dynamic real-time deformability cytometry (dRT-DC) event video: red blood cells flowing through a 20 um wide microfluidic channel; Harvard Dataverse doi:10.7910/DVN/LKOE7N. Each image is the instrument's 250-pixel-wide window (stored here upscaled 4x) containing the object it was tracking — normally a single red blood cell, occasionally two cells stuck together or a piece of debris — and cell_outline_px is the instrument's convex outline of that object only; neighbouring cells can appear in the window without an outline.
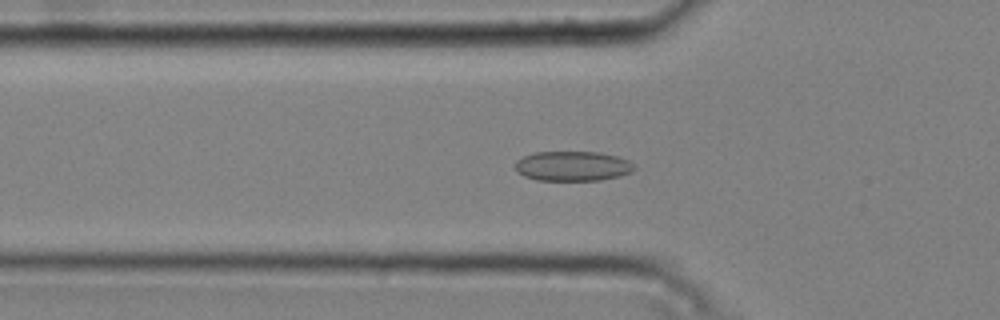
{"species": "common noctule bat (a hibernating species)", "species_latin": "Nyctalus noctula", "temperature_condition": "cold", "stored_images_in_passage": 50, "camera_frame_rate_fps": 3000, "um_per_image_px": 0.085, "animal": {"sex": "male", "body_mass_g": 20.4}, "frame": {"image": 1, "passage_image": 17, "time_ms": 5.333, "image_size_px": [1000, 320], "cell_outline_px": [[636, 168], [632, 172], [620, 176], [600, 180], [536, 180], [524, 176], [516, 172], [516, 160], [524, 156], [536, 152], [600, 152], [616, 156], [628, 160]], "centroid_in_image_um": [48.67, 14.12], "position_along_channel_um": 77.1, "area_um2": 20.69}}
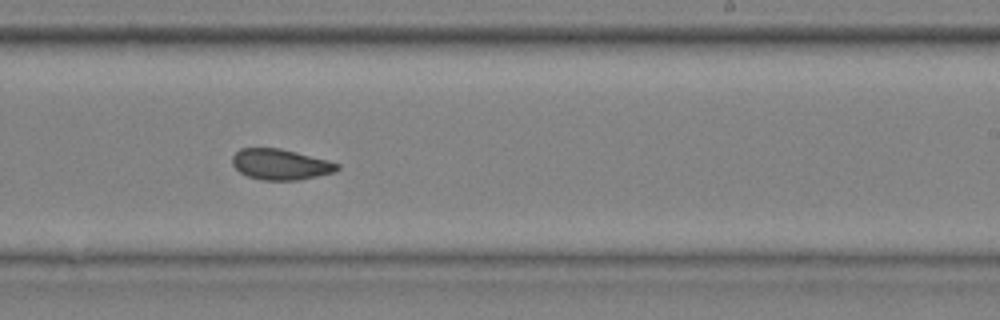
{"frame": {"image": 2, "passage_image": 32, "time_ms": 10.333, "image_size_px": [1000, 320], "cell_outline_px": [[340, 168], [336, 172], [296, 180], [264, 180], [248, 176], [240, 172], [232, 164], [232, 156], [240, 148], [280, 148], [328, 160], [340, 164]], "centroid_in_image_um": [23.85, 13.97], "position_along_channel_um": 265.1, "area_um2": 18.73}}
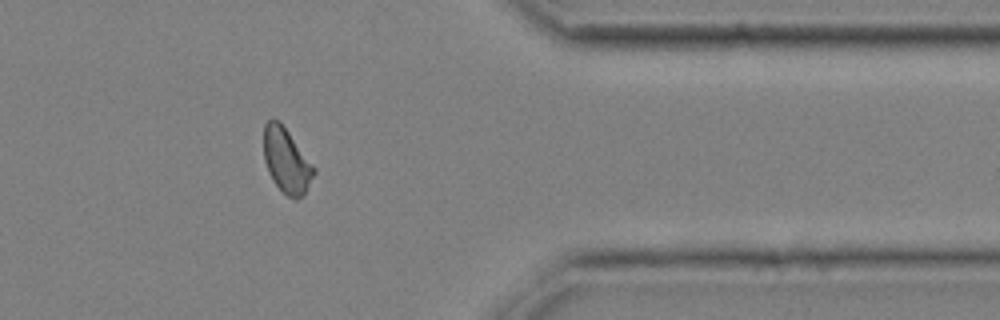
{"frame": {"image": 3, "passage_image": 43, "time_ms": 14.0, "image_size_px": [1000, 320], "cell_outline_px": [[316, 172], [304, 192], [296, 200], [288, 196], [276, 184], [268, 172], [264, 160], [264, 124], [268, 120], [280, 120], [316, 168]], "centroid_in_image_um": [24.35, 13.61], "position_along_channel_um": 387.1, "area_um2": 18.73}, "authors_computed_cell_mechanics": {"area_um2": 19.5364, "velocity_mm_per_s": 3.7602, "shape_relaxation_time_tau1_ms": null, "shape_relaxation_time_tau2_ms": 2.0184, "deformation_change_tau1": null, "deformation_change_tau2": 0.0731}}